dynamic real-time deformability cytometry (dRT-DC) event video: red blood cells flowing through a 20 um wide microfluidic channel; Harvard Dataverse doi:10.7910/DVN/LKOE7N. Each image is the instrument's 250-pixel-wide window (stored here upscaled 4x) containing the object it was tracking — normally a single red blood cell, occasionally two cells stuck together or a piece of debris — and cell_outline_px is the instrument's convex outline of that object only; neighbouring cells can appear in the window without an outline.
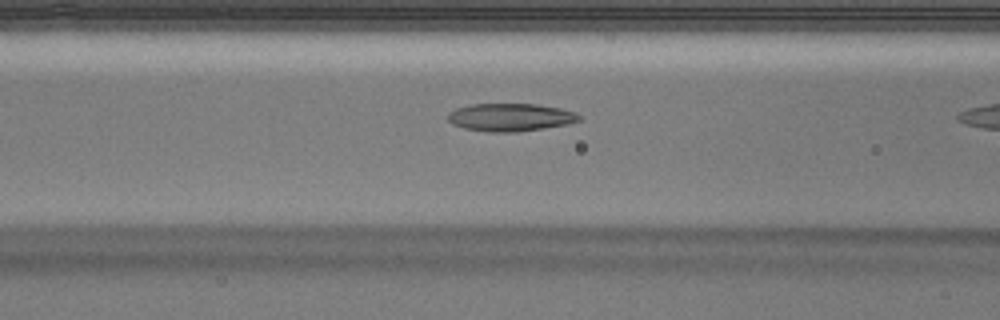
{"species": "Egyptian fruit bat (a non-hibernating species)", "species_latin": "Rousettus aegyptiacus", "temperature_condition": "warm", "stored_images_in_passage": 9, "camera_frame_rate_fps": 3000, "um_per_image_px": 0.085, "animal": {"sex": "male"}, "frame": {"image": 1, "passage_image": 7, "time_ms": 2.0, "image_size_px": [1000, 320], "cell_outline_px": [[580, 120], [568, 124], [544, 128], [516, 132], [492, 132], [464, 128], [452, 124], [448, 120], [448, 112], [456, 108], [468, 104], [536, 104], [560, 108], [576, 112], [580, 116]], "centroid_in_image_um": [43.37, 9.96], "position_along_channel_um": 123.2, "area_um2": 21.33}}